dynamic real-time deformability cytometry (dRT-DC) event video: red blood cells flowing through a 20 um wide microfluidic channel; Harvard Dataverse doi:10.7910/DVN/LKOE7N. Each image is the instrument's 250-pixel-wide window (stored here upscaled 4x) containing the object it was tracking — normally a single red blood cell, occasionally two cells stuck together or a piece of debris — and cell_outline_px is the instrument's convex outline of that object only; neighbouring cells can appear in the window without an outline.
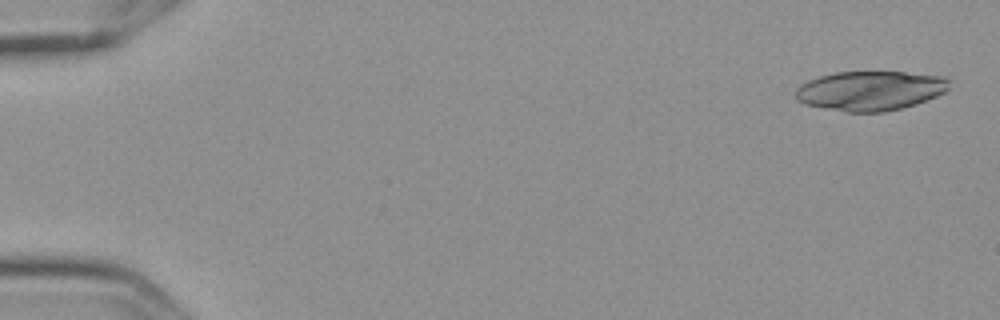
{"species": "Egyptian fruit bat (a non-hibernating species)", "species_latin": "Rousettus aegyptiacus", "temperature_condition": "cold", "stored_images_in_passage": 5, "camera_frame_rate_fps": 3000, "um_per_image_px": 0.085, "frame": {"image": 1, "passage_image": 5, "time_ms": 1.333, "image_size_px": [1000, 320], "cell_outline_px": [[948, 88], [944, 92], [936, 96], [916, 104], [904, 108], [884, 112], [848, 112], [804, 104], [796, 100], [796, 88], [808, 80], [820, 76], [836, 72], [904, 72], [948, 76]], "centroid_in_image_um": [73.99, 7.71], "position_along_channel_um": 11.0, "area_um2": 35.43}}